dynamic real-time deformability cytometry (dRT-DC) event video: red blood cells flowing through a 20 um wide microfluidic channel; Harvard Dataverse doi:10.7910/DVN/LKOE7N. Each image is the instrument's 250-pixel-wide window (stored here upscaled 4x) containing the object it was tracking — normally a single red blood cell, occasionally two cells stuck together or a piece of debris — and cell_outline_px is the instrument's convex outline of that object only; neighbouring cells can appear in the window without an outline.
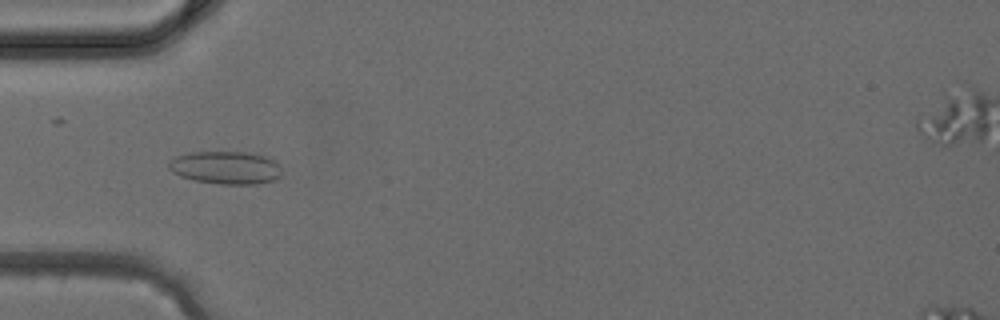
{"species": "common noctule bat (a hibernating species)", "species_latin": "Nyctalus noctula", "temperature_condition": "cold", "stored_images_in_passage": 28, "camera_frame_rate_fps": 3000, "um_per_image_px": 0.085, "animal": {"sex": "female", "body_mass_g": 24.6, "forearm_length_mm": 56.2}, "frame": {"image": 1, "passage_image": 7, "time_ms": 2.0, "image_size_px": [1000, 320], "cell_outline_px": [[280, 176], [272, 180], [256, 184], [220, 184], [196, 180], [180, 176], [172, 172], [168, 168], [168, 164], [176, 156], [192, 152], [248, 152], [268, 156], [276, 160], [280, 168]], "centroid_in_image_um": [19.21, 14.24], "position_along_channel_um": 65.8, "area_um2": 21.62}}
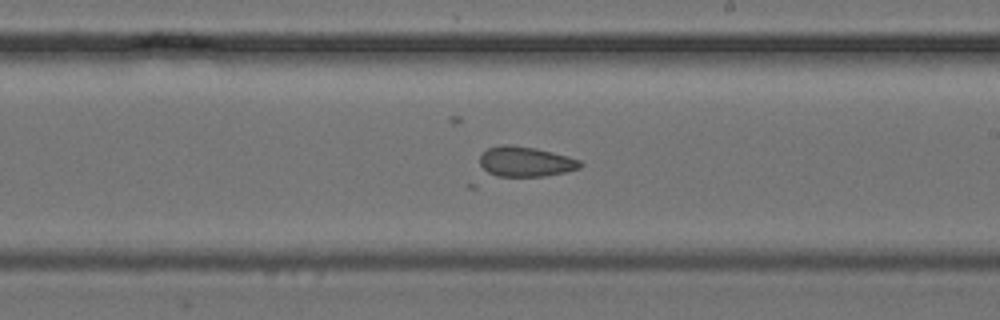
{"frame": {"image": 2, "passage_image": 17, "time_ms": 5.333, "image_size_px": [1000, 320], "cell_outline_px": [[584, 164], [580, 168], [564, 172], [544, 176], [484, 176], [480, 164], [480, 156], [488, 148], [504, 144], [512, 144], [536, 148], [568, 156], [580, 160]], "centroid_in_image_um": [44.62, 13.75], "position_along_channel_um": 244.4, "area_um2": 17.98}}
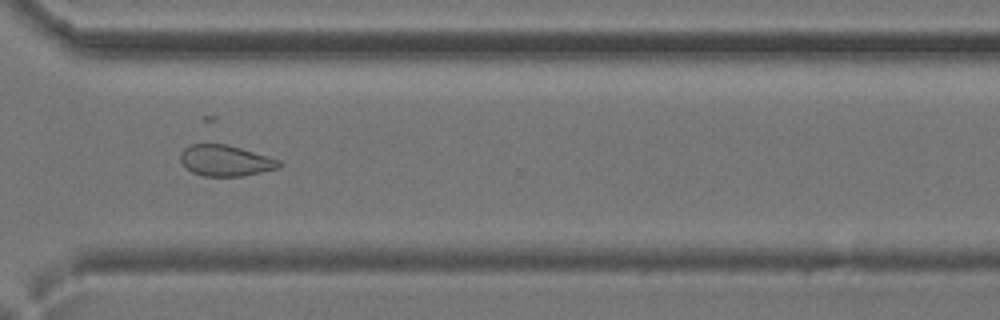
{"frame": {"image": 3, "passage_image": 23, "time_ms": 7.333, "image_size_px": [1000, 320], "cell_outline_px": [[284, 164], [280, 168], [240, 176], [204, 176], [192, 172], [180, 160], [180, 152], [184, 148], [192, 144], [228, 144], [268, 156], [280, 160]], "centroid_in_image_um": [19.19, 13.64], "position_along_channel_um": 351.4, "area_um2": 17.8}}